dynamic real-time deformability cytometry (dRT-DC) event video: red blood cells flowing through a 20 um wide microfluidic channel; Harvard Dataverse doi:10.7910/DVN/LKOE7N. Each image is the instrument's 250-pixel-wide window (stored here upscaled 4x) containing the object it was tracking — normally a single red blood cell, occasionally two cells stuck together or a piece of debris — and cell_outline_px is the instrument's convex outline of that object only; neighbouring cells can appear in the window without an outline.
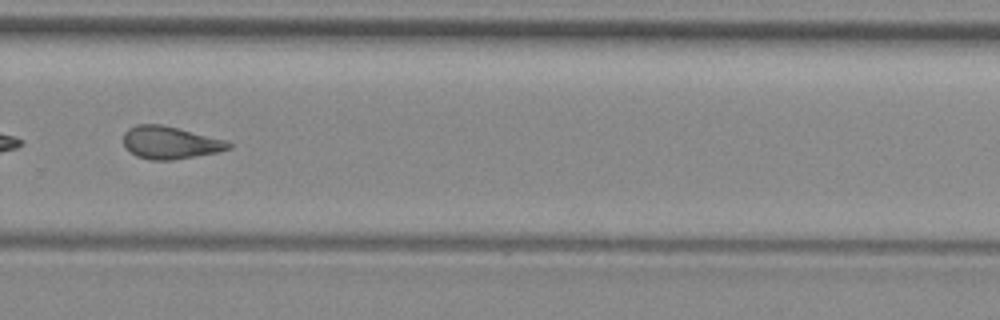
{"species": "common noctule bat (a hibernating species)", "species_latin": "Nyctalus noctula", "temperature_condition": "room temperature", "stored_images_in_passage": 31, "camera_frame_rate_fps": 3000, "um_per_image_px": 0.085, "animal": {"sex": "female", "body_mass_g": 29.2, "forearm_length_mm": 56.3}, "frame": {"image": 1, "passage_image": 22, "time_ms": 7.0, "image_size_px": [1000, 320], "cell_outline_px": [[232, 148], [216, 152], [172, 160], [152, 160], [136, 156], [124, 144], [124, 132], [128, 128], [136, 124], [160, 124], [228, 140], [232, 144]], "centroid_in_image_um": [14.48, 12.11], "position_along_channel_um": 315.3, "area_um2": 19.83}, "authors_computed_cell_mechanics": {"area_um2": 19.8832, "velocity_mm_per_s": 3.9599, "shape_relaxation_time_tau1_ms": null, "shape_relaxation_time_tau2_ms": 3.4568, "deformation_change_tau1": null, "deformation_change_tau2": 0.1232}}